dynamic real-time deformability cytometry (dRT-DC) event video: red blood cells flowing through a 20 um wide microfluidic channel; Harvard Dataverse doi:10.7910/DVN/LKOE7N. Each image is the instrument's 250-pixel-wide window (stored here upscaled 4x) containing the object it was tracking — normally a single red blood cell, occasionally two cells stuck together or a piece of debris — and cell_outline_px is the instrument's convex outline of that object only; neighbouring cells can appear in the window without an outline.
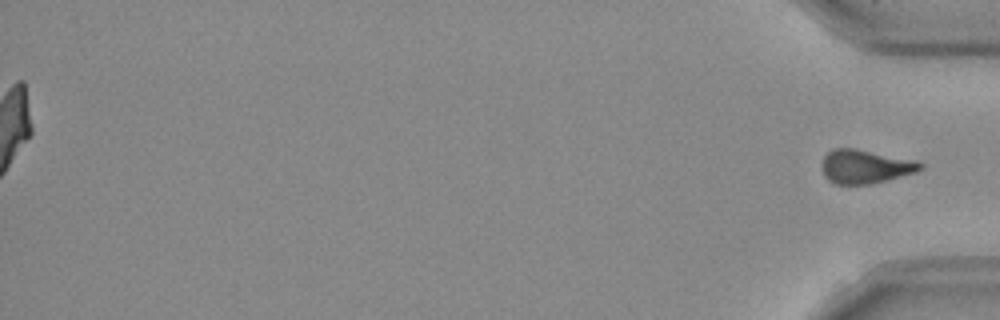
{"species": "Egyptian fruit bat (a non-hibernating species)", "species_latin": "Rousettus aegyptiacus", "temperature_condition": "room temperature", "stored_images_in_passage": 52, "segment_of_instrument_passage": [2, 2], "camera_frame_rate_fps": 3000, "um_per_image_px": 0.085, "frame": {"image": 1, "passage_image": 52, "time_ms": 17.0, "image_size_px": [1000, 320], "cell_outline_px": [[924, 168], [916, 172], [888, 180], [868, 184], [836, 184], [828, 180], [824, 176], [824, 156], [832, 148], [852, 148], [916, 160], [924, 164]], "centroid_in_image_um": [73.59, 14.16], "position_along_channel_um": 361.6, "area_um2": 19.19}}